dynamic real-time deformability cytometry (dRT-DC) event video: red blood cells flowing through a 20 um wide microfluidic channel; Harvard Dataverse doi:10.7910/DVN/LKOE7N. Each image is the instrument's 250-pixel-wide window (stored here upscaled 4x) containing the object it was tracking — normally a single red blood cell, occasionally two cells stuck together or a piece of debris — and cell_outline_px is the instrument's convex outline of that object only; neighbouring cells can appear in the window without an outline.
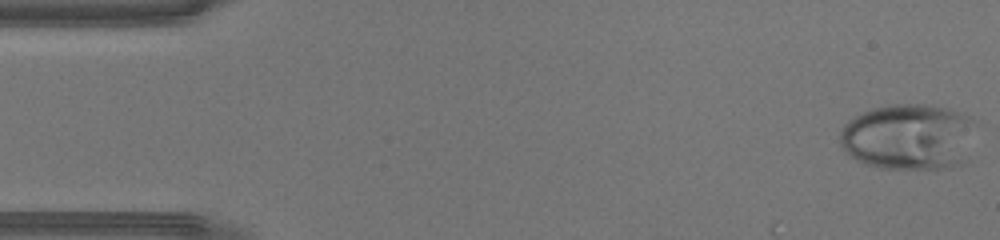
{"species": "human", "species_latin": "Homo sapiens", "temperature_condition": "warm", "stored_images_in_passage": 44, "camera_frame_rate_fps": 3000, "um_per_image_px": 0.085, "donor": {"sex": "male"}, "frame": {"image": 1, "passage_image": 1, "time_ms": 0.0, "image_size_px": [1000, 240], "cell_outline_px": [[972, 120], [964, 164], [948, 168], [880, 168], [864, 164], [848, 156], [844, 152], [840, 144], [840, 132], [844, 124], [848, 120], [872, 108], [892, 104], [924, 104], [944, 108], [968, 116]], "centroid_in_image_um": [77.13, 11.64], "position_along_channel_um": 7.9, "area_um2": 51.85}}
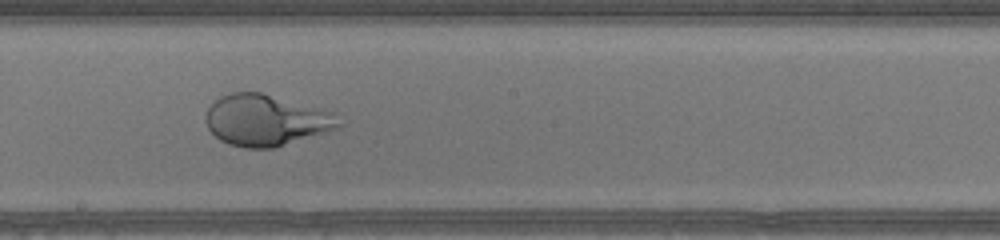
{"frame": {"image": 2, "passage_image": 24, "time_ms": 7.667, "image_size_px": [1000, 240], "cell_outline_px": [[344, 124], [336, 128], [324, 132], [272, 148], [244, 148], [228, 144], [220, 140], [208, 128], [204, 120], [204, 116], [208, 108], [220, 96], [232, 92], [260, 92], [336, 112]], "centroid_in_image_um": [22.6, 10.21], "position_along_channel_um": 225.6, "area_um2": 39.71}}
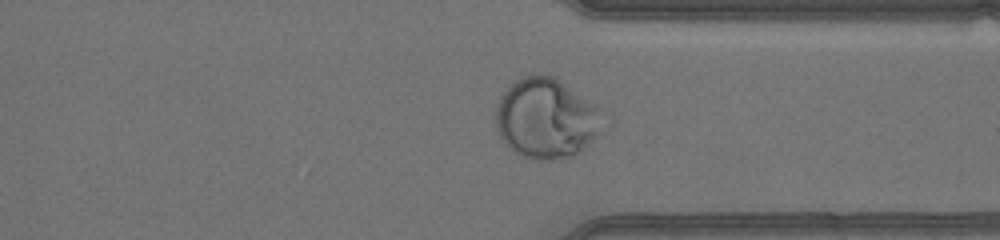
{"frame": {"image": 3, "passage_image": 33, "time_ms": 10.667, "image_size_px": [1000, 240], "cell_outline_px": [[600, 108], [596, 136], [580, 152], [572, 156], [556, 160], [532, 160], [508, 148], [504, 144], [496, 128], [496, 108], [500, 96], [508, 84], [532, 72], [548, 72], [556, 76]], "centroid_in_image_um": [46.35, 10.02], "position_along_channel_um": 365.0, "area_um2": 50.34}}